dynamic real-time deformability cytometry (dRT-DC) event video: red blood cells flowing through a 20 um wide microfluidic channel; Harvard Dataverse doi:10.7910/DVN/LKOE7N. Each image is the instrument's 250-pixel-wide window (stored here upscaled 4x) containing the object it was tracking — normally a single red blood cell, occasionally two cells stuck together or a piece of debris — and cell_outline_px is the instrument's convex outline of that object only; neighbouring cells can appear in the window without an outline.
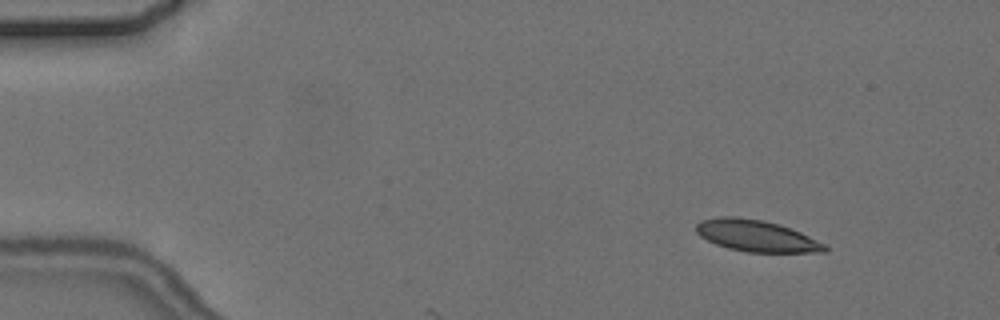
{"species": "common noctule bat (a hibernating species)", "species_latin": "Nyctalus noctula", "temperature_condition": "cold", "stored_images_in_passage": 3, "camera_frame_rate_fps": 3000, "um_per_image_px": 0.085, "animal": {"sex": "female", "body_mass_g": 24.6, "forearm_length_mm": 56.2}, "frame": {"image": 1, "passage_image": 2, "time_ms": 1.333, "image_size_px": [1000, 320], "cell_outline_px": [[828, 252], [748, 252], [728, 248], [716, 244], [700, 236], [696, 232], [696, 224], [700, 220], [720, 216], [732, 216], [764, 220], [780, 224], [800, 232], [828, 244]], "centroid_in_image_um": [64.32, 20.04], "position_along_channel_um": 20.7, "area_um2": 23.81}}